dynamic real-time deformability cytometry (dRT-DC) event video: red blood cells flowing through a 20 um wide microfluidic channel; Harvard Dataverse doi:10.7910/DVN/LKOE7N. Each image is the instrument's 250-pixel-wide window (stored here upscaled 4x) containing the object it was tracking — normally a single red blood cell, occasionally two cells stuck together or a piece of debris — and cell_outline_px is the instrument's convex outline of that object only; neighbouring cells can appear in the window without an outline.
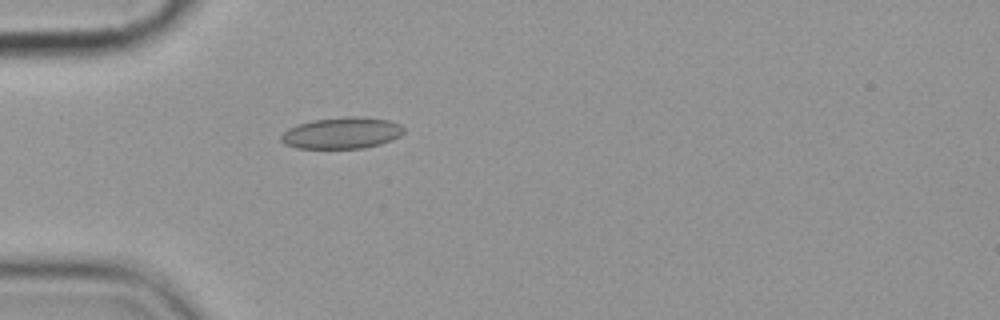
{"species": "common noctule bat (a hibernating species)", "species_latin": "Nyctalus noctula", "temperature_condition": "cold", "stored_images_in_passage": 4, "camera_frame_rate_fps": 3000, "um_per_image_px": 0.085, "animal": {"sex": "female", "body_mass_g": 19.9}, "frame": {"image": 1, "passage_image": 4, "time_ms": 4.333, "image_size_px": [1000, 320], "cell_outline_px": [[404, 132], [400, 136], [392, 140], [380, 144], [364, 148], [296, 148], [284, 144], [280, 140], [280, 136], [288, 128], [312, 120], [344, 116], [364, 116], [388, 120], [400, 124], [404, 128]], "centroid_in_image_um": [29.07, 11.3], "position_along_channel_um": 55.9, "area_um2": 22.66}}